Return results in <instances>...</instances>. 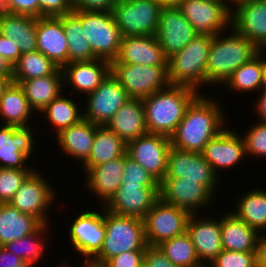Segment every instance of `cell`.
<instances>
[{"label":"cell","mask_w":266,"mask_h":267,"mask_svg":"<svg viewBox=\"0 0 266 267\" xmlns=\"http://www.w3.org/2000/svg\"><path fill=\"white\" fill-rule=\"evenodd\" d=\"M226 87L225 91H233V94L259 93L263 87L262 69L259 60V49L256 55L242 64L235 70L221 87Z\"/></svg>","instance_id":"obj_38"},{"label":"cell","mask_w":266,"mask_h":267,"mask_svg":"<svg viewBox=\"0 0 266 267\" xmlns=\"http://www.w3.org/2000/svg\"><path fill=\"white\" fill-rule=\"evenodd\" d=\"M266 187H255L236 198L233 213L260 234L266 229ZM238 199V200H237Z\"/></svg>","instance_id":"obj_35"},{"label":"cell","mask_w":266,"mask_h":267,"mask_svg":"<svg viewBox=\"0 0 266 267\" xmlns=\"http://www.w3.org/2000/svg\"><path fill=\"white\" fill-rule=\"evenodd\" d=\"M37 169V170H36ZM35 168L24 180L11 201L20 212L35 217L41 224H52L48 217L50 208L57 202V190L48 177ZM52 185V186H51Z\"/></svg>","instance_id":"obj_8"},{"label":"cell","mask_w":266,"mask_h":267,"mask_svg":"<svg viewBox=\"0 0 266 267\" xmlns=\"http://www.w3.org/2000/svg\"><path fill=\"white\" fill-rule=\"evenodd\" d=\"M201 93L178 85H168L142 99L148 133L170 138L183 120L187 108Z\"/></svg>","instance_id":"obj_2"},{"label":"cell","mask_w":266,"mask_h":267,"mask_svg":"<svg viewBox=\"0 0 266 267\" xmlns=\"http://www.w3.org/2000/svg\"><path fill=\"white\" fill-rule=\"evenodd\" d=\"M17 267H34L30 263L23 261L21 264L17 265Z\"/></svg>","instance_id":"obj_62"},{"label":"cell","mask_w":266,"mask_h":267,"mask_svg":"<svg viewBox=\"0 0 266 267\" xmlns=\"http://www.w3.org/2000/svg\"><path fill=\"white\" fill-rule=\"evenodd\" d=\"M163 6L156 0H118L112 9L122 37L156 35Z\"/></svg>","instance_id":"obj_7"},{"label":"cell","mask_w":266,"mask_h":267,"mask_svg":"<svg viewBox=\"0 0 266 267\" xmlns=\"http://www.w3.org/2000/svg\"><path fill=\"white\" fill-rule=\"evenodd\" d=\"M257 50L232 27L228 33L217 34L212 39L206 65V87H221L235 70L256 55Z\"/></svg>","instance_id":"obj_3"},{"label":"cell","mask_w":266,"mask_h":267,"mask_svg":"<svg viewBox=\"0 0 266 267\" xmlns=\"http://www.w3.org/2000/svg\"><path fill=\"white\" fill-rule=\"evenodd\" d=\"M171 148L169 137L147 133L128 142L126 153L160 183L167 172L168 155Z\"/></svg>","instance_id":"obj_16"},{"label":"cell","mask_w":266,"mask_h":267,"mask_svg":"<svg viewBox=\"0 0 266 267\" xmlns=\"http://www.w3.org/2000/svg\"><path fill=\"white\" fill-rule=\"evenodd\" d=\"M13 14L9 0H0V19L7 18Z\"/></svg>","instance_id":"obj_56"},{"label":"cell","mask_w":266,"mask_h":267,"mask_svg":"<svg viewBox=\"0 0 266 267\" xmlns=\"http://www.w3.org/2000/svg\"><path fill=\"white\" fill-rule=\"evenodd\" d=\"M118 0H74L73 9L111 12Z\"/></svg>","instance_id":"obj_49"},{"label":"cell","mask_w":266,"mask_h":267,"mask_svg":"<svg viewBox=\"0 0 266 267\" xmlns=\"http://www.w3.org/2000/svg\"><path fill=\"white\" fill-rule=\"evenodd\" d=\"M266 48H259V60L262 69L263 87L266 88Z\"/></svg>","instance_id":"obj_57"},{"label":"cell","mask_w":266,"mask_h":267,"mask_svg":"<svg viewBox=\"0 0 266 267\" xmlns=\"http://www.w3.org/2000/svg\"><path fill=\"white\" fill-rule=\"evenodd\" d=\"M68 263V264H67ZM71 263H69L68 262V259H67V261L66 260H64V262L63 263H61L58 267H74V266H72V265H70ZM79 267H83V265H81V266H79Z\"/></svg>","instance_id":"obj_61"},{"label":"cell","mask_w":266,"mask_h":267,"mask_svg":"<svg viewBox=\"0 0 266 267\" xmlns=\"http://www.w3.org/2000/svg\"><path fill=\"white\" fill-rule=\"evenodd\" d=\"M240 135L241 133H237L236 129L227 126L216 137L212 138L201 152V155L218 176L221 170L233 169L245 160V143Z\"/></svg>","instance_id":"obj_19"},{"label":"cell","mask_w":266,"mask_h":267,"mask_svg":"<svg viewBox=\"0 0 266 267\" xmlns=\"http://www.w3.org/2000/svg\"><path fill=\"white\" fill-rule=\"evenodd\" d=\"M81 19L85 38L89 41L93 54L112 62L118 56L121 33L112 12L73 10Z\"/></svg>","instance_id":"obj_6"},{"label":"cell","mask_w":266,"mask_h":267,"mask_svg":"<svg viewBox=\"0 0 266 267\" xmlns=\"http://www.w3.org/2000/svg\"><path fill=\"white\" fill-rule=\"evenodd\" d=\"M127 144L106 126H98L89 158L82 164L83 173L91 167L117 159L126 154Z\"/></svg>","instance_id":"obj_34"},{"label":"cell","mask_w":266,"mask_h":267,"mask_svg":"<svg viewBox=\"0 0 266 267\" xmlns=\"http://www.w3.org/2000/svg\"><path fill=\"white\" fill-rule=\"evenodd\" d=\"M244 1H248V0H228V8L230 10H232L236 5H238L239 3L244 2Z\"/></svg>","instance_id":"obj_60"},{"label":"cell","mask_w":266,"mask_h":267,"mask_svg":"<svg viewBox=\"0 0 266 267\" xmlns=\"http://www.w3.org/2000/svg\"><path fill=\"white\" fill-rule=\"evenodd\" d=\"M266 237V229L262 233Z\"/></svg>","instance_id":"obj_65"},{"label":"cell","mask_w":266,"mask_h":267,"mask_svg":"<svg viewBox=\"0 0 266 267\" xmlns=\"http://www.w3.org/2000/svg\"><path fill=\"white\" fill-rule=\"evenodd\" d=\"M42 224L10 203L0 204V246L34 233Z\"/></svg>","instance_id":"obj_32"},{"label":"cell","mask_w":266,"mask_h":267,"mask_svg":"<svg viewBox=\"0 0 266 267\" xmlns=\"http://www.w3.org/2000/svg\"><path fill=\"white\" fill-rule=\"evenodd\" d=\"M68 41V63L91 61L97 57L93 54L89 41L85 38L81 19L74 13L59 17Z\"/></svg>","instance_id":"obj_37"},{"label":"cell","mask_w":266,"mask_h":267,"mask_svg":"<svg viewBox=\"0 0 266 267\" xmlns=\"http://www.w3.org/2000/svg\"><path fill=\"white\" fill-rule=\"evenodd\" d=\"M190 213L159 199L143 218L145 237L149 246L182 235L187 230Z\"/></svg>","instance_id":"obj_12"},{"label":"cell","mask_w":266,"mask_h":267,"mask_svg":"<svg viewBox=\"0 0 266 267\" xmlns=\"http://www.w3.org/2000/svg\"><path fill=\"white\" fill-rule=\"evenodd\" d=\"M37 51L59 68L68 64V41L59 17H39L36 24Z\"/></svg>","instance_id":"obj_24"},{"label":"cell","mask_w":266,"mask_h":267,"mask_svg":"<svg viewBox=\"0 0 266 267\" xmlns=\"http://www.w3.org/2000/svg\"><path fill=\"white\" fill-rule=\"evenodd\" d=\"M59 67L39 51L21 54L13 66V82L54 74Z\"/></svg>","instance_id":"obj_40"},{"label":"cell","mask_w":266,"mask_h":267,"mask_svg":"<svg viewBox=\"0 0 266 267\" xmlns=\"http://www.w3.org/2000/svg\"><path fill=\"white\" fill-rule=\"evenodd\" d=\"M231 27L258 49L266 48V0H248L231 10Z\"/></svg>","instance_id":"obj_22"},{"label":"cell","mask_w":266,"mask_h":267,"mask_svg":"<svg viewBox=\"0 0 266 267\" xmlns=\"http://www.w3.org/2000/svg\"><path fill=\"white\" fill-rule=\"evenodd\" d=\"M106 236L100 252L89 264L102 267L110 258L127 251H146L143 219L121 216L104 209Z\"/></svg>","instance_id":"obj_4"},{"label":"cell","mask_w":266,"mask_h":267,"mask_svg":"<svg viewBox=\"0 0 266 267\" xmlns=\"http://www.w3.org/2000/svg\"><path fill=\"white\" fill-rule=\"evenodd\" d=\"M83 267H96V266H93V265H91V264H89V263H84V262H83Z\"/></svg>","instance_id":"obj_64"},{"label":"cell","mask_w":266,"mask_h":267,"mask_svg":"<svg viewBox=\"0 0 266 267\" xmlns=\"http://www.w3.org/2000/svg\"><path fill=\"white\" fill-rule=\"evenodd\" d=\"M257 263L266 267V237L261 233L257 247Z\"/></svg>","instance_id":"obj_54"},{"label":"cell","mask_w":266,"mask_h":267,"mask_svg":"<svg viewBox=\"0 0 266 267\" xmlns=\"http://www.w3.org/2000/svg\"><path fill=\"white\" fill-rule=\"evenodd\" d=\"M196 36L194 27L178 7L162 8L156 38L167 59L180 52Z\"/></svg>","instance_id":"obj_20"},{"label":"cell","mask_w":266,"mask_h":267,"mask_svg":"<svg viewBox=\"0 0 266 267\" xmlns=\"http://www.w3.org/2000/svg\"><path fill=\"white\" fill-rule=\"evenodd\" d=\"M0 78L13 81V66L0 55Z\"/></svg>","instance_id":"obj_55"},{"label":"cell","mask_w":266,"mask_h":267,"mask_svg":"<svg viewBox=\"0 0 266 267\" xmlns=\"http://www.w3.org/2000/svg\"><path fill=\"white\" fill-rule=\"evenodd\" d=\"M50 227V224H42L31 235L9 242L4 245V247L9 252H12L23 261H26L35 267L44 256L43 254L46 253L44 251L47 250L45 246H47V242L50 240V238L47 237L48 231H51Z\"/></svg>","instance_id":"obj_39"},{"label":"cell","mask_w":266,"mask_h":267,"mask_svg":"<svg viewBox=\"0 0 266 267\" xmlns=\"http://www.w3.org/2000/svg\"><path fill=\"white\" fill-rule=\"evenodd\" d=\"M106 127L126 144L148 133L142 99L130 98L111 118Z\"/></svg>","instance_id":"obj_28"},{"label":"cell","mask_w":266,"mask_h":267,"mask_svg":"<svg viewBox=\"0 0 266 267\" xmlns=\"http://www.w3.org/2000/svg\"><path fill=\"white\" fill-rule=\"evenodd\" d=\"M214 96L202 93L190 104L170 136L172 148L201 153L205 145L227 127L225 111Z\"/></svg>","instance_id":"obj_1"},{"label":"cell","mask_w":266,"mask_h":267,"mask_svg":"<svg viewBox=\"0 0 266 267\" xmlns=\"http://www.w3.org/2000/svg\"><path fill=\"white\" fill-rule=\"evenodd\" d=\"M198 181L214 196L219 188V178L212 166L201 153L171 148L168 155L167 172L165 178H182ZM218 183V184H217Z\"/></svg>","instance_id":"obj_17"},{"label":"cell","mask_w":266,"mask_h":267,"mask_svg":"<svg viewBox=\"0 0 266 267\" xmlns=\"http://www.w3.org/2000/svg\"><path fill=\"white\" fill-rule=\"evenodd\" d=\"M196 35L215 37L231 27V10L215 0H183L177 6Z\"/></svg>","instance_id":"obj_11"},{"label":"cell","mask_w":266,"mask_h":267,"mask_svg":"<svg viewBox=\"0 0 266 267\" xmlns=\"http://www.w3.org/2000/svg\"><path fill=\"white\" fill-rule=\"evenodd\" d=\"M257 264V251L224 250L208 267H254Z\"/></svg>","instance_id":"obj_44"},{"label":"cell","mask_w":266,"mask_h":267,"mask_svg":"<svg viewBox=\"0 0 266 267\" xmlns=\"http://www.w3.org/2000/svg\"><path fill=\"white\" fill-rule=\"evenodd\" d=\"M62 92L58 97L53 99L38 115L48 119V123L53 126V132L58 134L62 129L79 123L83 118V108L81 104H77L73 98L64 96ZM79 105V106H78ZM82 106V107H81ZM80 109V110H79ZM81 111V112H80Z\"/></svg>","instance_id":"obj_36"},{"label":"cell","mask_w":266,"mask_h":267,"mask_svg":"<svg viewBox=\"0 0 266 267\" xmlns=\"http://www.w3.org/2000/svg\"><path fill=\"white\" fill-rule=\"evenodd\" d=\"M164 255L177 267H203L191 237L187 232L165 240L157 245Z\"/></svg>","instance_id":"obj_41"},{"label":"cell","mask_w":266,"mask_h":267,"mask_svg":"<svg viewBox=\"0 0 266 267\" xmlns=\"http://www.w3.org/2000/svg\"><path fill=\"white\" fill-rule=\"evenodd\" d=\"M260 233L237 217L231 209L221 215V243L224 250L257 251Z\"/></svg>","instance_id":"obj_29"},{"label":"cell","mask_w":266,"mask_h":267,"mask_svg":"<svg viewBox=\"0 0 266 267\" xmlns=\"http://www.w3.org/2000/svg\"><path fill=\"white\" fill-rule=\"evenodd\" d=\"M23 260L9 252L4 246H0V267H17Z\"/></svg>","instance_id":"obj_53"},{"label":"cell","mask_w":266,"mask_h":267,"mask_svg":"<svg viewBox=\"0 0 266 267\" xmlns=\"http://www.w3.org/2000/svg\"><path fill=\"white\" fill-rule=\"evenodd\" d=\"M221 3H224L228 7V0H215Z\"/></svg>","instance_id":"obj_63"},{"label":"cell","mask_w":266,"mask_h":267,"mask_svg":"<svg viewBox=\"0 0 266 267\" xmlns=\"http://www.w3.org/2000/svg\"><path fill=\"white\" fill-rule=\"evenodd\" d=\"M33 111L22 87L12 81L0 99L1 123L17 127L31 126L29 122L32 121V116H35Z\"/></svg>","instance_id":"obj_31"},{"label":"cell","mask_w":266,"mask_h":267,"mask_svg":"<svg viewBox=\"0 0 266 267\" xmlns=\"http://www.w3.org/2000/svg\"><path fill=\"white\" fill-rule=\"evenodd\" d=\"M145 251H127L110 258L102 267H143Z\"/></svg>","instance_id":"obj_47"},{"label":"cell","mask_w":266,"mask_h":267,"mask_svg":"<svg viewBox=\"0 0 266 267\" xmlns=\"http://www.w3.org/2000/svg\"><path fill=\"white\" fill-rule=\"evenodd\" d=\"M34 132H38L35 126H0V168H32L28 162L38 142Z\"/></svg>","instance_id":"obj_15"},{"label":"cell","mask_w":266,"mask_h":267,"mask_svg":"<svg viewBox=\"0 0 266 267\" xmlns=\"http://www.w3.org/2000/svg\"><path fill=\"white\" fill-rule=\"evenodd\" d=\"M98 209L82 210L67 227L68 245L72 246L76 255L79 253L84 258V263H89L100 252L106 236L104 207L100 205Z\"/></svg>","instance_id":"obj_9"},{"label":"cell","mask_w":266,"mask_h":267,"mask_svg":"<svg viewBox=\"0 0 266 267\" xmlns=\"http://www.w3.org/2000/svg\"><path fill=\"white\" fill-rule=\"evenodd\" d=\"M64 87L84 97L95 91L111 72V62L96 58L91 61L72 62L63 68Z\"/></svg>","instance_id":"obj_23"},{"label":"cell","mask_w":266,"mask_h":267,"mask_svg":"<svg viewBox=\"0 0 266 267\" xmlns=\"http://www.w3.org/2000/svg\"><path fill=\"white\" fill-rule=\"evenodd\" d=\"M14 14L40 17L39 0H9Z\"/></svg>","instance_id":"obj_50"},{"label":"cell","mask_w":266,"mask_h":267,"mask_svg":"<svg viewBox=\"0 0 266 267\" xmlns=\"http://www.w3.org/2000/svg\"><path fill=\"white\" fill-rule=\"evenodd\" d=\"M254 267H263V266H261V265H259V264L257 263Z\"/></svg>","instance_id":"obj_66"},{"label":"cell","mask_w":266,"mask_h":267,"mask_svg":"<svg viewBox=\"0 0 266 267\" xmlns=\"http://www.w3.org/2000/svg\"><path fill=\"white\" fill-rule=\"evenodd\" d=\"M0 55L12 66L21 56L20 50L16 47L15 41L8 39L0 34Z\"/></svg>","instance_id":"obj_51"},{"label":"cell","mask_w":266,"mask_h":267,"mask_svg":"<svg viewBox=\"0 0 266 267\" xmlns=\"http://www.w3.org/2000/svg\"><path fill=\"white\" fill-rule=\"evenodd\" d=\"M124 155L117 159L99 164L88 169L85 189L88 193H94L101 206H104L120 187L124 174ZM88 188V189H87ZM92 191V192H91Z\"/></svg>","instance_id":"obj_26"},{"label":"cell","mask_w":266,"mask_h":267,"mask_svg":"<svg viewBox=\"0 0 266 267\" xmlns=\"http://www.w3.org/2000/svg\"><path fill=\"white\" fill-rule=\"evenodd\" d=\"M12 82V80L10 79H2L0 78V99L3 96V93L5 91V89L7 88V86Z\"/></svg>","instance_id":"obj_59"},{"label":"cell","mask_w":266,"mask_h":267,"mask_svg":"<svg viewBox=\"0 0 266 267\" xmlns=\"http://www.w3.org/2000/svg\"><path fill=\"white\" fill-rule=\"evenodd\" d=\"M124 174L122 183H140L142 186H159V182L138 162L124 155Z\"/></svg>","instance_id":"obj_45"},{"label":"cell","mask_w":266,"mask_h":267,"mask_svg":"<svg viewBox=\"0 0 266 267\" xmlns=\"http://www.w3.org/2000/svg\"><path fill=\"white\" fill-rule=\"evenodd\" d=\"M159 199V186L122 183L103 207L116 215L143 219Z\"/></svg>","instance_id":"obj_18"},{"label":"cell","mask_w":266,"mask_h":267,"mask_svg":"<svg viewBox=\"0 0 266 267\" xmlns=\"http://www.w3.org/2000/svg\"><path fill=\"white\" fill-rule=\"evenodd\" d=\"M258 94L259 96L252 108L254 112L256 111L255 116L257 117V121L266 122V88H263Z\"/></svg>","instance_id":"obj_52"},{"label":"cell","mask_w":266,"mask_h":267,"mask_svg":"<svg viewBox=\"0 0 266 267\" xmlns=\"http://www.w3.org/2000/svg\"><path fill=\"white\" fill-rule=\"evenodd\" d=\"M15 83L22 87L30 107L37 114L65 89L62 68H59L52 75Z\"/></svg>","instance_id":"obj_30"},{"label":"cell","mask_w":266,"mask_h":267,"mask_svg":"<svg viewBox=\"0 0 266 267\" xmlns=\"http://www.w3.org/2000/svg\"><path fill=\"white\" fill-rule=\"evenodd\" d=\"M156 1H158L163 7H170V6L177 7L183 0H156Z\"/></svg>","instance_id":"obj_58"},{"label":"cell","mask_w":266,"mask_h":267,"mask_svg":"<svg viewBox=\"0 0 266 267\" xmlns=\"http://www.w3.org/2000/svg\"><path fill=\"white\" fill-rule=\"evenodd\" d=\"M98 125L82 119L79 123L62 129L55 135L58 147L75 162L84 163L90 155Z\"/></svg>","instance_id":"obj_27"},{"label":"cell","mask_w":266,"mask_h":267,"mask_svg":"<svg viewBox=\"0 0 266 267\" xmlns=\"http://www.w3.org/2000/svg\"><path fill=\"white\" fill-rule=\"evenodd\" d=\"M143 267H177L160 250L158 246H147Z\"/></svg>","instance_id":"obj_48"},{"label":"cell","mask_w":266,"mask_h":267,"mask_svg":"<svg viewBox=\"0 0 266 267\" xmlns=\"http://www.w3.org/2000/svg\"><path fill=\"white\" fill-rule=\"evenodd\" d=\"M111 73L134 99H144L169 85L167 66L111 62Z\"/></svg>","instance_id":"obj_10"},{"label":"cell","mask_w":266,"mask_h":267,"mask_svg":"<svg viewBox=\"0 0 266 267\" xmlns=\"http://www.w3.org/2000/svg\"><path fill=\"white\" fill-rule=\"evenodd\" d=\"M35 168H0V204L11 201L24 180Z\"/></svg>","instance_id":"obj_42"},{"label":"cell","mask_w":266,"mask_h":267,"mask_svg":"<svg viewBox=\"0 0 266 267\" xmlns=\"http://www.w3.org/2000/svg\"><path fill=\"white\" fill-rule=\"evenodd\" d=\"M191 214L186 232L191 237L200 262L208 266L222 251L221 216L217 219L206 215Z\"/></svg>","instance_id":"obj_21"},{"label":"cell","mask_w":266,"mask_h":267,"mask_svg":"<svg viewBox=\"0 0 266 267\" xmlns=\"http://www.w3.org/2000/svg\"><path fill=\"white\" fill-rule=\"evenodd\" d=\"M37 18L13 14L0 19V34L14 40L21 54L37 51Z\"/></svg>","instance_id":"obj_33"},{"label":"cell","mask_w":266,"mask_h":267,"mask_svg":"<svg viewBox=\"0 0 266 267\" xmlns=\"http://www.w3.org/2000/svg\"><path fill=\"white\" fill-rule=\"evenodd\" d=\"M242 134L246 156L266 159V122L256 121Z\"/></svg>","instance_id":"obj_43"},{"label":"cell","mask_w":266,"mask_h":267,"mask_svg":"<svg viewBox=\"0 0 266 267\" xmlns=\"http://www.w3.org/2000/svg\"><path fill=\"white\" fill-rule=\"evenodd\" d=\"M167 60L156 35H149L122 37L118 56L112 62L167 66Z\"/></svg>","instance_id":"obj_25"},{"label":"cell","mask_w":266,"mask_h":267,"mask_svg":"<svg viewBox=\"0 0 266 267\" xmlns=\"http://www.w3.org/2000/svg\"><path fill=\"white\" fill-rule=\"evenodd\" d=\"M212 37L197 35L180 52L167 60L170 85L186 86L202 94L206 87V65Z\"/></svg>","instance_id":"obj_5"},{"label":"cell","mask_w":266,"mask_h":267,"mask_svg":"<svg viewBox=\"0 0 266 267\" xmlns=\"http://www.w3.org/2000/svg\"><path fill=\"white\" fill-rule=\"evenodd\" d=\"M83 118L98 125L106 126L116 112L130 99L126 90L110 72L100 86L86 95Z\"/></svg>","instance_id":"obj_13"},{"label":"cell","mask_w":266,"mask_h":267,"mask_svg":"<svg viewBox=\"0 0 266 267\" xmlns=\"http://www.w3.org/2000/svg\"><path fill=\"white\" fill-rule=\"evenodd\" d=\"M159 195L163 202L182 208L190 214H197L206 208L210 210V205L217 199L203 184L185 180L184 177L164 178L159 183Z\"/></svg>","instance_id":"obj_14"},{"label":"cell","mask_w":266,"mask_h":267,"mask_svg":"<svg viewBox=\"0 0 266 267\" xmlns=\"http://www.w3.org/2000/svg\"><path fill=\"white\" fill-rule=\"evenodd\" d=\"M40 17H60L73 12L71 0H39Z\"/></svg>","instance_id":"obj_46"}]
</instances>
